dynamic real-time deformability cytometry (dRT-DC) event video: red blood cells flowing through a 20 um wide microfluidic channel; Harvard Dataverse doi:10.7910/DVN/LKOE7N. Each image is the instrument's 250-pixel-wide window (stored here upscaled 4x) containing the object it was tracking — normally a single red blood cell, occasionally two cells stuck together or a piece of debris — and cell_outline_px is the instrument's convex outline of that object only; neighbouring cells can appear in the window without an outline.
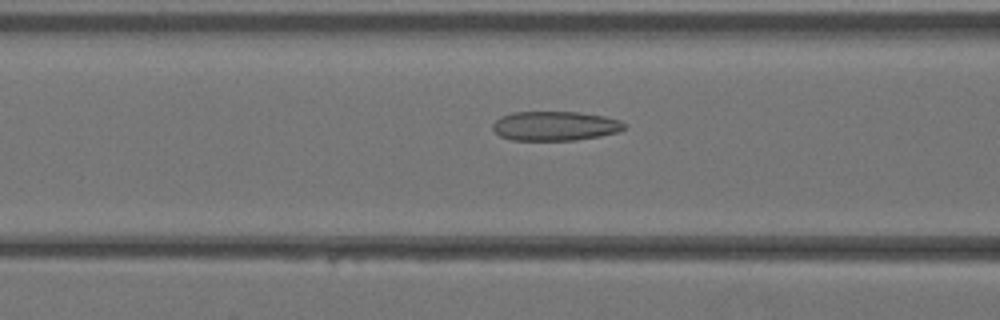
{"species": "Egyptian fruit bat (a non-hibernating species)", "species_latin": "Rousettus aegyptiacus", "temperature_condition": "warm", "stored_images_in_passage": 31, "camera_frame_rate_fps": 3000, "um_per_image_px": 0.085, "animal": {"sex": "female"}, "frame": {"image": 1, "passage_image": 7, "time_ms": 2.0, "image_size_px": [1000, 320], "cell_outline_px": [[628, 124], [620, 132], [600, 136], [576, 140], [512, 140], [500, 136], [492, 128], [492, 124], [500, 116], [512, 112], [576, 112], [604, 116], [620, 120]], "centroid_in_image_um": [47.19, 10.7], "position_along_channel_um": 119.4, "area_um2": 22.66}}
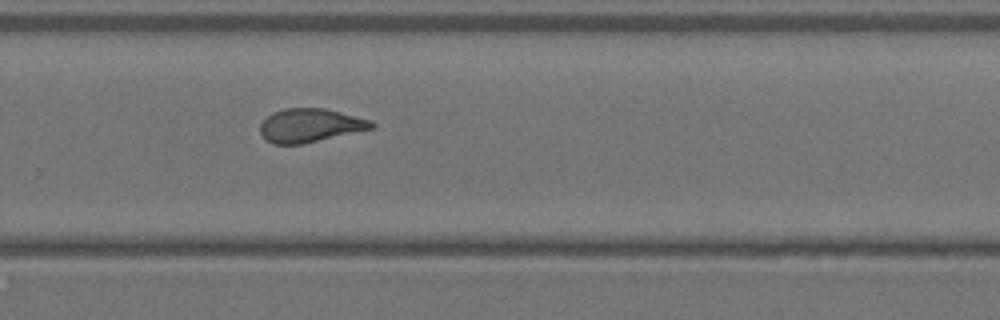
{"frame": {"image": 2, "passage_image": 18, "time_ms": 5.667, "image_size_px": [1000, 320], "cell_outline_px": [[376, 124], [372, 128], [304, 144], [272, 144], [264, 140], [260, 132], [260, 124], [272, 112], [284, 108], [324, 108], [372, 120]], "centroid_in_image_um": [26.32, 10.66], "position_along_channel_um": 303.5, "area_um2": 21.85}}
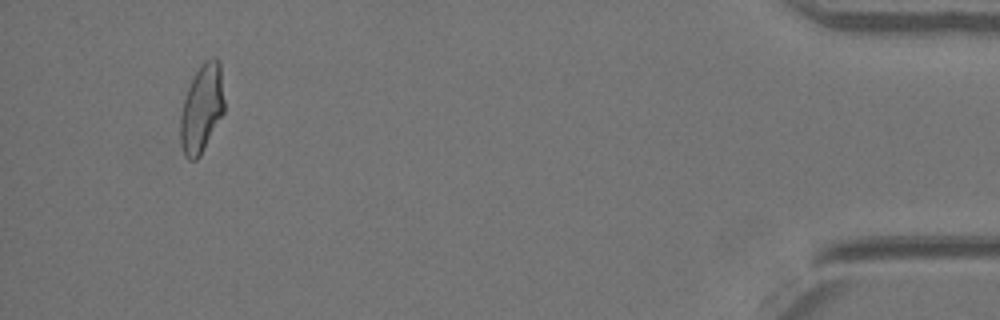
{"frame": {"image": 3, "passage_image": 29, "time_ms": 9.333, "image_size_px": [1000, 320], "cell_outline_px": [[224, 112], [200, 156], [196, 160], [188, 160], [184, 156], [180, 144], [180, 116], [184, 100], [188, 88], [200, 64], [204, 60], [212, 56], [216, 56], [220, 60], [224, 100]], "centroid_in_image_um": [17.15, 9.21], "position_along_channel_um": 418.0, "area_um2": 22.77}}